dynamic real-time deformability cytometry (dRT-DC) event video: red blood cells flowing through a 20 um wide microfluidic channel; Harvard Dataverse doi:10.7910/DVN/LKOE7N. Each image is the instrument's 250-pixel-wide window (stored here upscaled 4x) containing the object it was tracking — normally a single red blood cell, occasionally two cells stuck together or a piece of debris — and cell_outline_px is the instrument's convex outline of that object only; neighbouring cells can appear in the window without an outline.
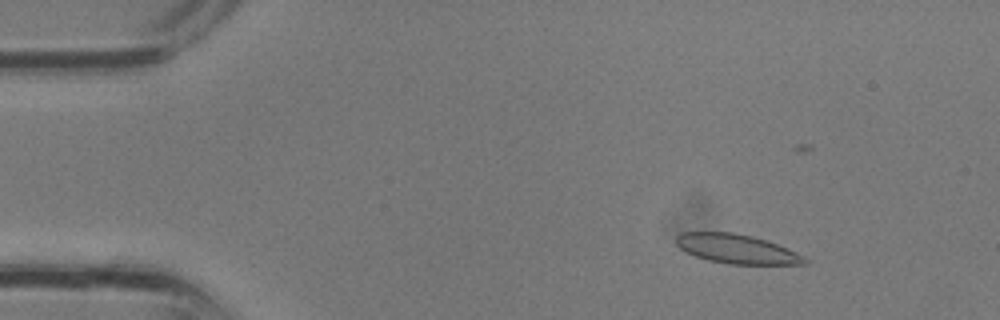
{"species": "common noctule bat (a hibernating species)", "species_latin": "Nyctalus noctula", "temperature_condition": "room temperature", "stored_images_in_passage": 34, "camera_frame_rate_fps": 3000, "um_per_image_px": 0.085, "animal": {"sex": "male", "body_mass_g": 13.3}, "frame": {"image": 1, "passage_image": 5, "time_ms": 1.333, "image_size_px": [1000, 320], "cell_outline_px": [[808, 264], [728, 264], [708, 260], [696, 256], [680, 248], [676, 244], [676, 236], [684, 232], [732, 232], [752, 236], [776, 244], [796, 252], [804, 256], [808, 260]], "centroid_in_image_um": [62.62, 21.16], "position_along_channel_um": 22.4, "area_um2": 21.68}}
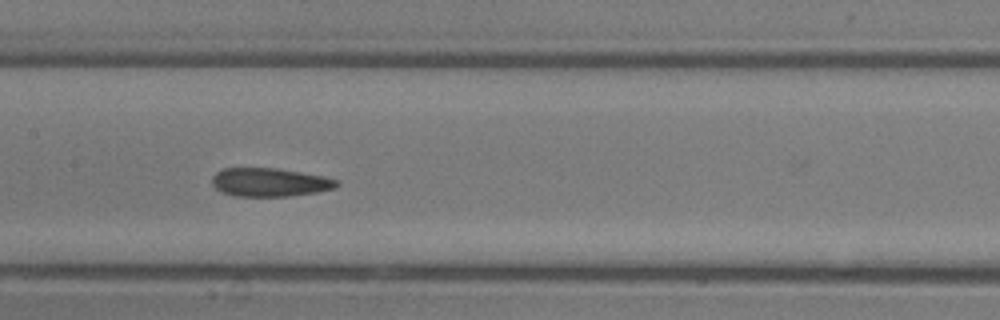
{"frame": {"image": 2, "passage_image": 17, "time_ms": 5.333, "image_size_px": [1000, 320], "cell_outline_px": [[340, 184], [336, 188], [316, 192], [288, 196], [236, 196], [224, 192], [216, 188], [212, 184], [212, 176], [216, 172], [224, 168], [276, 168], [324, 176], [336, 180]], "centroid_in_image_um": [22.93, 15.49], "position_along_channel_um": 184.5, "area_um2": 20.58}}
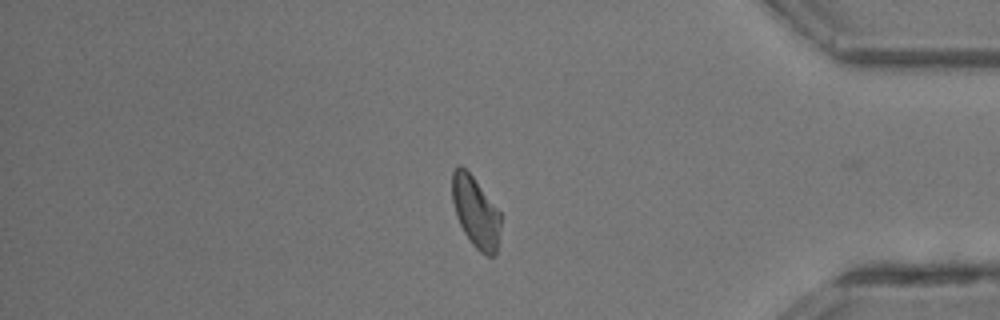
{"frame": {"image": 3, "passage_image": 29, "time_ms": 9.333, "image_size_px": [1000, 320], "cell_outline_px": [[500, 224], [496, 252], [492, 256], [488, 256], [480, 252], [472, 244], [464, 232], [456, 216], [452, 200], [452, 172], [460, 164], [472, 176], [500, 212]], "centroid_in_image_um": [40.41, 18.03], "position_along_channel_um": 394.8, "area_um2": 19.65}}